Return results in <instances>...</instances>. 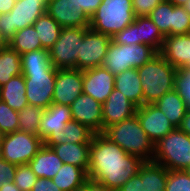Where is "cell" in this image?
I'll return each instance as SVG.
<instances>
[{
  "label": "cell",
  "mask_w": 190,
  "mask_h": 191,
  "mask_svg": "<svg viewBox=\"0 0 190 191\" xmlns=\"http://www.w3.org/2000/svg\"><path fill=\"white\" fill-rule=\"evenodd\" d=\"M89 157L88 179L104 191H117L138 173L144 162L139 156L127 154L102 133L92 136Z\"/></svg>",
  "instance_id": "1"
},
{
  "label": "cell",
  "mask_w": 190,
  "mask_h": 191,
  "mask_svg": "<svg viewBox=\"0 0 190 191\" xmlns=\"http://www.w3.org/2000/svg\"><path fill=\"white\" fill-rule=\"evenodd\" d=\"M143 92V105L154 104L167 92L175 89L178 70L158 53L150 61L137 68Z\"/></svg>",
  "instance_id": "2"
},
{
  "label": "cell",
  "mask_w": 190,
  "mask_h": 191,
  "mask_svg": "<svg viewBox=\"0 0 190 191\" xmlns=\"http://www.w3.org/2000/svg\"><path fill=\"white\" fill-rule=\"evenodd\" d=\"M102 134L127 154L139 156L144 161L153 160L154 144L141 127L136 114L107 127Z\"/></svg>",
  "instance_id": "3"
},
{
  "label": "cell",
  "mask_w": 190,
  "mask_h": 191,
  "mask_svg": "<svg viewBox=\"0 0 190 191\" xmlns=\"http://www.w3.org/2000/svg\"><path fill=\"white\" fill-rule=\"evenodd\" d=\"M132 0H102L89 20V28L111 37L134 22Z\"/></svg>",
  "instance_id": "4"
},
{
  "label": "cell",
  "mask_w": 190,
  "mask_h": 191,
  "mask_svg": "<svg viewBox=\"0 0 190 191\" xmlns=\"http://www.w3.org/2000/svg\"><path fill=\"white\" fill-rule=\"evenodd\" d=\"M154 162L167 170L190 169V136L175 128L154 144Z\"/></svg>",
  "instance_id": "5"
},
{
  "label": "cell",
  "mask_w": 190,
  "mask_h": 191,
  "mask_svg": "<svg viewBox=\"0 0 190 191\" xmlns=\"http://www.w3.org/2000/svg\"><path fill=\"white\" fill-rule=\"evenodd\" d=\"M157 54L154 48L146 44L122 45L111 41L102 67L115 76L124 70L141 67Z\"/></svg>",
  "instance_id": "6"
},
{
  "label": "cell",
  "mask_w": 190,
  "mask_h": 191,
  "mask_svg": "<svg viewBox=\"0 0 190 191\" xmlns=\"http://www.w3.org/2000/svg\"><path fill=\"white\" fill-rule=\"evenodd\" d=\"M49 0H17L9 13L0 14V32L9 39L33 23L47 10Z\"/></svg>",
  "instance_id": "7"
},
{
  "label": "cell",
  "mask_w": 190,
  "mask_h": 191,
  "mask_svg": "<svg viewBox=\"0 0 190 191\" xmlns=\"http://www.w3.org/2000/svg\"><path fill=\"white\" fill-rule=\"evenodd\" d=\"M89 27L62 28L60 36L48 50L52 65L57 69H78L80 42Z\"/></svg>",
  "instance_id": "8"
},
{
  "label": "cell",
  "mask_w": 190,
  "mask_h": 191,
  "mask_svg": "<svg viewBox=\"0 0 190 191\" xmlns=\"http://www.w3.org/2000/svg\"><path fill=\"white\" fill-rule=\"evenodd\" d=\"M43 145L37 135L14 131L4 135L0 157L15 165L28 164Z\"/></svg>",
  "instance_id": "9"
},
{
  "label": "cell",
  "mask_w": 190,
  "mask_h": 191,
  "mask_svg": "<svg viewBox=\"0 0 190 191\" xmlns=\"http://www.w3.org/2000/svg\"><path fill=\"white\" fill-rule=\"evenodd\" d=\"M28 103L47 109L53 103L57 70L22 71Z\"/></svg>",
  "instance_id": "10"
},
{
  "label": "cell",
  "mask_w": 190,
  "mask_h": 191,
  "mask_svg": "<svg viewBox=\"0 0 190 191\" xmlns=\"http://www.w3.org/2000/svg\"><path fill=\"white\" fill-rule=\"evenodd\" d=\"M168 170L161 164L144 161L135 176H132L117 191H165Z\"/></svg>",
  "instance_id": "11"
},
{
  "label": "cell",
  "mask_w": 190,
  "mask_h": 191,
  "mask_svg": "<svg viewBox=\"0 0 190 191\" xmlns=\"http://www.w3.org/2000/svg\"><path fill=\"white\" fill-rule=\"evenodd\" d=\"M111 41L110 35L88 28L84 33L83 41L80 42L78 69L85 70L102 66Z\"/></svg>",
  "instance_id": "12"
},
{
  "label": "cell",
  "mask_w": 190,
  "mask_h": 191,
  "mask_svg": "<svg viewBox=\"0 0 190 191\" xmlns=\"http://www.w3.org/2000/svg\"><path fill=\"white\" fill-rule=\"evenodd\" d=\"M83 93V70L57 69L53 103L70 106Z\"/></svg>",
  "instance_id": "13"
},
{
  "label": "cell",
  "mask_w": 190,
  "mask_h": 191,
  "mask_svg": "<svg viewBox=\"0 0 190 191\" xmlns=\"http://www.w3.org/2000/svg\"><path fill=\"white\" fill-rule=\"evenodd\" d=\"M72 120L85 125L94 134L103 133L102 104L82 93L70 105Z\"/></svg>",
  "instance_id": "14"
},
{
  "label": "cell",
  "mask_w": 190,
  "mask_h": 191,
  "mask_svg": "<svg viewBox=\"0 0 190 191\" xmlns=\"http://www.w3.org/2000/svg\"><path fill=\"white\" fill-rule=\"evenodd\" d=\"M135 114L153 144L175 129L166 115L154 104L138 107Z\"/></svg>",
  "instance_id": "15"
},
{
  "label": "cell",
  "mask_w": 190,
  "mask_h": 191,
  "mask_svg": "<svg viewBox=\"0 0 190 191\" xmlns=\"http://www.w3.org/2000/svg\"><path fill=\"white\" fill-rule=\"evenodd\" d=\"M115 86V76L107 69L93 67L83 70V93L103 104Z\"/></svg>",
  "instance_id": "16"
},
{
  "label": "cell",
  "mask_w": 190,
  "mask_h": 191,
  "mask_svg": "<svg viewBox=\"0 0 190 191\" xmlns=\"http://www.w3.org/2000/svg\"><path fill=\"white\" fill-rule=\"evenodd\" d=\"M46 13L62 28L89 27V19L76 0H49Z\"/></svg>",
  "instance_id": "17"
},
{
  "label": "cell",
  "mask_w": 190,
  "mask_h": 191,
  "mask_svg": "<svg viewBox=\"0 0 190 191\" xmlns=\"http://www.w3.org/2000/svg\"><path fill=\"white\" fill-rule=\"evenodd\" d=\"M137 107L117 89H113L102 104L103 131L122 120L132 117Z\"/></svg>",
  "instance_id": "18"
},
{
  "label": "cell",
  "mask_w": 190,
  "mask_h": 191,
  "mask_svg": "<svg viewBox=\"0 0 190 191\" xmlns=\"http://www.w3.org/2000/svg\"><path fill=\"white\" fill-rule=\"evenodd\" d=\"M160 54L178 71L186 70L190 59V33L166 36Z\"/></svg>",
  "instance_id": "19"
},
{
  "label": "cell",
  "mask_w": 190,
  "mask_h": 191,
  "mask_svg": "<svg viewBox=\"0 0 190 191\" xmlns=\"http://www.w3.org/2000/svg\"><path fill=\"white\" fill-rule=\"evenodd\" d=\"M72 120L70 106L52 103L40 121L39 137L45 141L51 134H59Z\"/></svg>",
  "instance_id": "20"
},
{
  "label": "cell",
  "mask_w": 190,
  "mask_h": 191,
  "mask_svg": "<svg viewBox=\"0 0 190 191\" xmlns=\"http://www.w3.org/2000/svg\"><path fill=\"white\" fill-rule=\"evenodd\" d=\"M52 148L65 164H71L84 169H89L90 143H62L60 145H45Z\"/></svg>",
  "instance_id": "21"
},
{
  "label": "cell",
  "mask_w": 190,
  "mask_h": 191,
  "mask_svg": "<svg viewBox=\"0 0 190 191\" xmlns=\"http://www.w3.org/2000/svg\"><path fill=\"white\" fill-rule=\"evenodd\" d=\"M28 164L37 178L52 179L63 162L52 148L43 145Z\"/></svg>",
  "instance_id": "22"
},
{
  "label": "cell",
  "mask_w": 190,
  "mask_h": 191,
  "mask_svg": "<svg viewBox=\"0 0 190 191\" xmlns=\"http://www.w3.org/2000/svg\"><path fill=\"white\" fill-rule=\"evenodd\" d=\"M115 89L123 93L137 108L143 105V92L137 68L115 75Z\"/></svg>",
  "instance_id": "23"
},
{
  "label": "cell",
  "mask_w": 190,
  "mask_h": 191,
  "mask_svg": "<svg viewBox=\"0 0 190 191\" xmlns=\"http://www.w3.org/2000/svg\"><path fill=\"white\" fill-rule=\"evenodd\" d=\"M94 133L85 125L75 120L66 123L65 128L59 134H51L45 141L44 145H60L62 143H91Z\"/></svg>",
  "instance_id": "24"
},
{
  "label": "cell",
  "mask_w": 190,
  "mask_h": 191,
  "mask_svg": "<svg viewBox=\"0 0 190 191\" xmlns=\"http://www.w3.org/2000/svg\"><path fill=\"white\" fill-rule=\"evenodd\" d=\"M154 105L166 115L175 128L180 126L188 110L184 99L175 89L164 94Z\"/></svg>",
  "instance_id": "25"
},
{
  "label": "cell",
  "mask_w": 190,
  "mask_h": 191,
  "mask_svg": "<svg viewBox=\"0 0 190 191\" xmlns=\"http://www.w3.org/2000/svg\"><path fill=\"white\" fill-rule=\"evenodd\" d=\"M0 100L16 111L29 104L26 98V85L23 74L12 77L5 85L0 87Z\"/></svg>",
  "instance_id": "26"
},
{
  "label": "cell",
  "mask_w": 190,
  "mask_h": 191,
  "mask_svg": "<svg viewBox=\"0 0 190 191\" xmlns=\"http://www.w3.org/2000/svg\"><path fill=\"white\" fill-rule=\"evenodd\" d=\"M52 181L62 191H75L85 185L89 179L84 169L63 163L57 174L52 178Z\"/></svg>",
  "instance_id": "27"
},
{
  "label": "cell",
  "mask_w": 190,
  "mask_h": 191,
  "mask_svg": "<svg viewBox=\"0 0 190 191\" xmlns=\"http://www.w3.org/2000/svg\"><path fill=\"white\" fill-rule=\"evenodd\" d=\"M136 35L140 44H146L160 53L165 37L149 16L136 17Z\"/></svg>",
  "instance_id": "28"
},
{
  "label": "cell",
  "mask_w": 190,
  "mask_h": 191,
  "mask_svg": "<svg viewBox=\"0 0 190 191\" xmlns=\"http://www.w3.org/2000/svg\"><path fill=\"white\" fill-rule=\"evenodd\" d=\"M33 27L37 31L42 48L46 50H49L54 45L62 30L60 24L46 12L37 18L33 23Z\"/></svg>",
  "instance_id": "29"
},
{
  "label": "cell",
  "mask_w": 190,
  "mask_h": 191,
  "mask_svg": "<svg viewBox=\"0 0 190 191\" xmlns=\"http://www.w3.org/2000/svg\"><path fill=\"white\" fill-rule=\"evenodd\" d=\"M8 46L20 55L42 48L41 41L33 25L18 30L9 39Z\"/></svg>",
  "instance_id": "30"
},
{
  "label": "cell",
  "mask_w": 190,
  "mask_h": 191,
  "mask_svg": "<svg viewBox=\"0 0 190 191\" xmlns=\"http://www.w3.org/2000/svg\"><path fill=\"white\" fill-rule=\"evenodd\" d=\"M22 74L21 55L8 45L0 51V87Z\"/></svg>",
  "instance_id": "31"
},
{
  "label": "cell",
  "mask_w": 190,
  "mask_h": 191,
  "mask_svg": "<svg viewBox=\"0 0 190 191\" xmlns=\"http://www.w3.org/2000/svg\"><path fill=\"white\" fill-rule=\"evenodd\" d=\"M45 108L27 104L18 111V131L39 136L40 121L45 113Z\"/></svg>",
  "instance_id": "32"
},
{
  "label": "cell",
  "mask_w": 190,
  "mask_h": 191,
  "mask_svg": "<svg viewBox=\"0 0 190 191\" xmlns=\"http://www.w3.org/2000/svg\"><path fill=\"white\" fill-rule=\"evenodd\" d=\"M22 71L57 70L50 60L49 51L38 49L21 55Z\"/></svg>",
  "instance_id": "33"
},
{
  "label": "cell",
  "mask_w": 190,
  "mask_h": 191,
  "mask_svg": "<svg viewBox=\"0 0 190 191\" xmlns=\"http://www.w3.org/2000/svg\"><path fill=\"white\" fill-rule=\"evenodd\" d=\"M164 37L172 35L173 4L160 2L148 15Z\"/></svg>",
  "instance_id": "34"
},
{
  "label": "cell",
  "mask_w": 190,
  "mask_h": 191,
  "mask_svg": "<svg viewBox=\"0 0 190 191\" xmlns=\"http://www.w3.org/2000/svg\"><path fill=\"white\" fill-rule=\"evenodd\" d=\"M18 111L13 110L4 101L0 100V131L5 135L18 131Z\"/></svg>",
  "instance_id": "35"
},
{
  "label": "cell",
  "mask_w": 190,
  "mask_h": 191,
  "mask_svg": "<svg viewBox=\"0 0 190 191\" xmlns=\"http://www.w3.org/2000/svg\"><path fill=\"white\" fill-rule=\"evenodd\" d=\"M165 191H190V172L168 170Z\"/></svg>",
  "instance_id": "36"
},
{
  "label": "cell",
  "mask_w": 190,
  "mask_h": 191,
  "mask_svg": "<svg viewBox=\"0 0 190 191\" xmlns=\"http://www.w3.org/2000/svg\"><path fill=\"white\" fill-rule=\"evenodd\" d=\"M190 33V14L184 6L173 5L172 35H184Z\"/></svg>",
  "instance_id": "37"
},
{
  "label": "cell",
  "mask_w": 190,
  "mask_h": 191,
  "mask_svg": "<svg viewBox=\"0 0 190 191\" xmlns=\"http://www.w3.org/2000/svg\"><path fill=\"white\" fill-rule=\"evenodd\" d=\"M37 177L29 164L17 165L14 175V183L21 191H31Z\"/></svg>",
  "instance_id": "38"
},
{
  "label": "cell",
  "mask_w": 190,
  "mask_h": 191,
  "mask_svg": "<svg viewBox=\"0 0 190 191\" xmlns=\"http://www.w3.org/2000/svg\"><path fill=\"white\" fill-rule=\"evenodd\" d=\"M175 90L182 96L187 107L190 108V69L177 72Z\"/></svg>",
  "instance_id": "39"
},
{
  "label": "cell",
  "mask_w": 190,
  "mask_h": 191,
  "mask_svg": "<svg viewBox=\"0 0 190 191\" xmlns=\"http://www.w3.org/2000/svg\"><path fill=\"white\" fill-rule=\"evenodd\" d=\"M112 41L122 45L140 44L136 35V18L129 26L112 36Z\"/></svg>",
  "instance_id": "40"
},
{
  "label": "cell",
  "mask_w": 190,
  "mask_h": 191,
  "mask_svg": "<svg viewBox=\"0 0 190 191\" xmlns=\"http://www.w3.org/2000/svg\"><path fill=\"white\" fill-rule=\"evenodd\" d=\"M159 3V0H132L133 12L136 17L148 16Z\"/></svg>",
  "instance_id": "41"
},
{
  "label": "cell",
  "mask_w": 190,
  "mask_h": 191,
  "mask_svg": "<svg viewBox=\"0 0 190 191\" xmlns=\"http://www.w3.org/2000/svg\"><path fill=\"white\" fill-rule=\"evenodd\" d=\"M17 165L10 163L0 157V187L4 181H14Z\"/></svg>",
  "instance_id": "42"
},
{
  "label": "cell",
  "mask_w": 190,
  "mask_h": 191,
  "mask_svg": "<svg viewBox=\"0 0 190 191\" xmlns=\"http://www.w3.org/2000/svg\"><path fill=\"white\" fill-rule=\"evenodd\" d=\"M78 7L82 8L83 13L90 18L94 15L102 0H76Z\"/></svg>",
  "instance_id": "43"
},
{
  "label": "cell",
  "mask_w": 190,
  "mask_h": 191,
  "mask_svg": "<svg viewBox=\"0 0 190 191\" xmlns=\"http://www.w3.org/2000/svg\"><path fill=\"white\" fill-rule=\"evenodd\" d=\"M31 191H62L59 187L54 184L52 179L37 178Z\"/></svg>",
  "instance_id": "44"
},
{
  "label": "cell",
  "mask_w": 190,
  "mask_h": 191,
  "mask_svg": "<svg viewBox=\"0 0 190 191\" xmlns=\"http://www.w3.org/2000/svg\"><path fill=\"white\" fill-rule=\"evenodd\" d=\"M178 128L190 136V108L186 111V114Z\"/></svg>",
  "instance_id": "45"
},
{
  "label": "cell",
  "mask_w": 190,
  "mask_h": 191,
  "mask_svg": "<svg viewBox=\"0 0 190 191\" xmlns=\"http://www.w3.org/2000/svg\"><path fill=\"white\" fill-rule=\"evenodd\" d=\"M15 0H0V14L9 13L15 5Z\"/></svg>",
  "instance_id": "46"
},
{
  "label": "cell",
  "mask_w": 190,
  "mask_h": 191,
  "mask_svg": "<svg viewBox=\"0 0 190 191\" xmlns=\"http://www.w3.org/2000/svg\"><path fill=\"white\" fill-rule=\"evenodd\" d=\"M75 191H104V190L95 183L88 181L85 185L76 189Z\"/></svg>",
  "instance_id": "47"
},
{
  "label": "cell",
  "mask_w": 190,
  "mask_h": 191,
  "mask_svg": "<svg viewBox=\"0 0 190 191\" xmlns=\"http://www.w3.org/2000/svg\"><path fill=\"white\" fill-rule=\"evenodd\" d=\"M0 191H21L14 182L4 181L0 187Z\"/></svg>",
  "instance_id": "48"
},
{
  "label": "cell",
  "mask_w": 190,
  "mask_h": 191,
  "mask_svg": "<svg viewBox=\"0 0 190 191\" xmlns=\"http://www.w3.org/2000/svg\"><path fill=\"white\" fill-rule=\"evenodd\" d=\"M168 2L172 3L174 6H183L189 0H167Z\"/></svg>",
  "instance_id": "49"
},
{
  "label": "cell",
  "mask_w": 190,
  "mask_h": 191,
  "mask_svg": "<svg viewBox=\"0 0 190 191\" xmlns=\"http://www.w3.org/2000/svg\"><path fill=\"white\" fill-rule=\"evenodd\" d=\"M8 45V41L2 36L0 32V51Z\"/></svg>",
  "instance_id": "50"
},
{
  "label": "cell",
  "mask_w": 190,
  "mask_h": 191,
  "mask_svg": "<svg viewBox=\"0 0 190 191\" xmlns=\"http://www.w3.org/2000/svg\"><path fill=\"white\" fill-rule=\"evenodd\" d=\"M183 6L186 9V11L190 14V0L187 1Z\"/></svg>",
  "instance_id": "51"
},
{
  "label": "cell",
  "mask_w": 190,
  "mask_h": 191,
  "mask_svg": "<svg viewBox=\"0 0 190 191\" xmlns=\"http://www.w3.org/2000/svg\"><path fill=\"white\" fill-rule=\"evenodd\" d=\"M4 134L0 131V149L3 142Z\"/></svg>",
  "instance_id": "52"
},
{
  "label": "cell",
  "mask_w": 190,
  "mask_h": 191,
  "mask_svg": "<svg viewBox=\"0 0 190 191\" xmlns=\"http://www.w3.org/2000/svg\"><path fill=\"white\" fill-rule=\"evenodd\" d=\"M189 69H190V59H189V67L186 70H189Z\"/></svg>",
  "instance_id": "53"
}]
</instances>
